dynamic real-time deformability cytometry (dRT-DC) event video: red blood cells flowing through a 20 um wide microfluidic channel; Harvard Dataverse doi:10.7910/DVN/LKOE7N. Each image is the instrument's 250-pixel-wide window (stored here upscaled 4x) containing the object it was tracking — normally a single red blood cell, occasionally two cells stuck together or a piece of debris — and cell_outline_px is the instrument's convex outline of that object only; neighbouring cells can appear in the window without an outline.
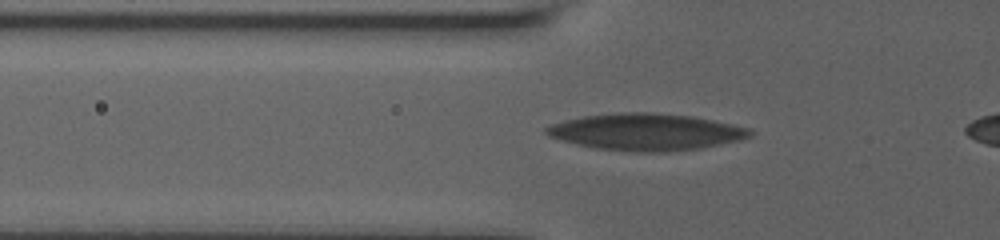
{"species": "human", "species_latin": "Homo sapiens", "temperature_condition": "room temperature", "stored_images_in_passage": 12, "camera_frame_rate_fps": 3000, "um_per_image_px": 0.085, "donor": {"sex": "male"}, "frame": {"image": 1, "passage_image": 2, "time_ms": 0.333, "image_size_px": [1000, 240], "cell_outline_px": [[756, 132], [752, 136], [740, 140], [700, 148], [668, 152], [636, 152], [596, 148], [560, 140], [548, 136], [544, 132], [544, 128], [552, 124], [564, 120], [584, 116], [616, 112], [652, 112], [692, 116], [752, 128]], "centroid_in_image_um": [54.94, 11.21], "position_along_channel_um": 70.9, "area_um2": 43.93}}
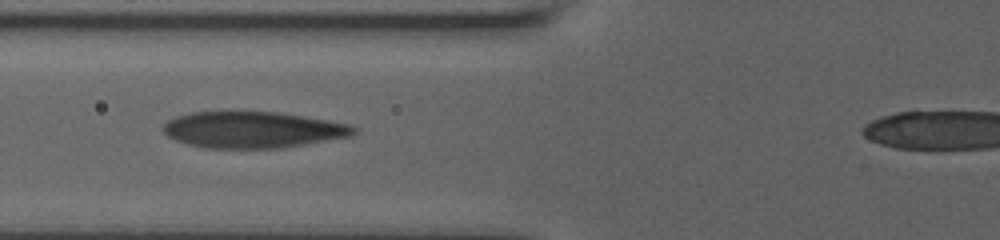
{"frame": {"image": 2, "passage_image": 6, "time_ms": 1.333, "image_size_px": [1000, 240], "cell_outline_px": [[360, 128], [356, 132], [348, 136], [304, 144], [280, 148], [208, 148], [188, 144], [176, 140], [168, 136], [164, 132], [164, 124], [168, 120], [176, 116], [192, 112], [276, 112], [304, 116], [328, 120], [348, 124]], "centroid_in_image_um": [21.48, 11.03], "position_along_channel_um": 104.3, "area_um2": 40.0}}
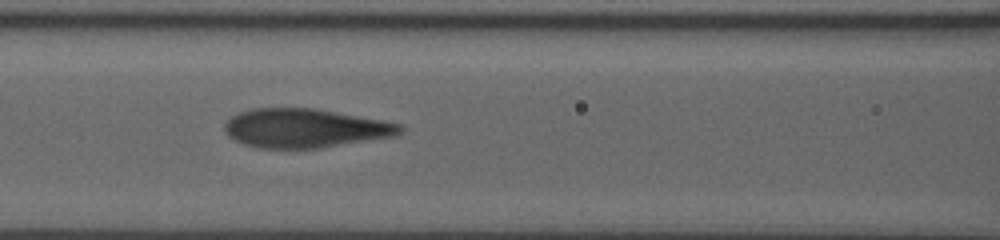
{"frame": {"image": 3, "passage_image": 10, "time_ms": 2.333, "image_size_px": [1000, 240], "cell_outline_px": [[404, 128], [396, 136], [320, 148], [260, 148], [244, 144], [228, 136], [224, 132], [224, 124], [232, 116], [240, 112], [252, 108], [316, 108], [384, 120], [404, 124]], "centroid_in_image_um": [25.96, 10.89], "position_along_channel_um": 140.6, "area_um2": 40.06}}